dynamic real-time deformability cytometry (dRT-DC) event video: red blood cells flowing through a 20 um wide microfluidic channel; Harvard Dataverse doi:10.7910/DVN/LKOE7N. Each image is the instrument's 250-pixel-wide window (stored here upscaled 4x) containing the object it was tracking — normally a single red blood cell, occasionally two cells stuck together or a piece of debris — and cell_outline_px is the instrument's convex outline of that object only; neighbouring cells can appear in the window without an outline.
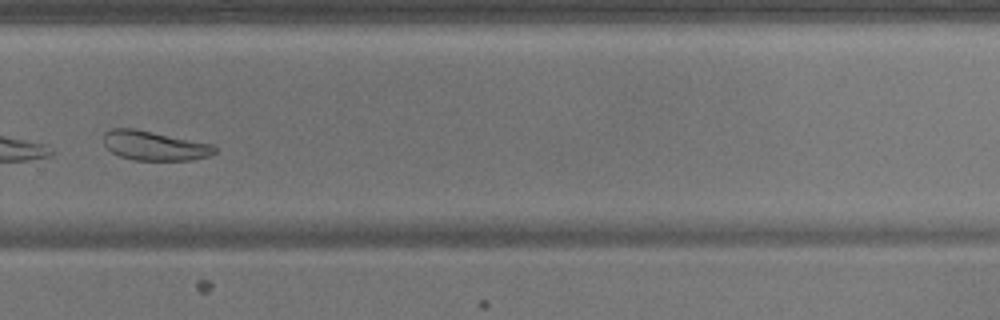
{"species": "common noctule bat (a hibernating species)", "species_latin": "Nyctalus noctula", "temperature_condition": "warm", "stored_images_in_passage": 49, "camera_frame_rate_fps": 3000, "um_per_image_px": 0.085, "animal": {"sex": "male", "body_mass_g": 17.9}, "frame": {"image": 1, "passage_image": 35, "time_ms": 11.333, "image_size_px": [1000, 320], "cell_outline_px": [[216, 152], [208, 156], [192, 160], [132, 160], [120, 156], [112, 152], [104, 144], [104, 132], [112, 128], [136, 128], [212, 144], [216, 148]], "centroid_in_image_um": [13.11, 12.38], "position_along_channel_um": 316.7, "area_um2": 19.07}}